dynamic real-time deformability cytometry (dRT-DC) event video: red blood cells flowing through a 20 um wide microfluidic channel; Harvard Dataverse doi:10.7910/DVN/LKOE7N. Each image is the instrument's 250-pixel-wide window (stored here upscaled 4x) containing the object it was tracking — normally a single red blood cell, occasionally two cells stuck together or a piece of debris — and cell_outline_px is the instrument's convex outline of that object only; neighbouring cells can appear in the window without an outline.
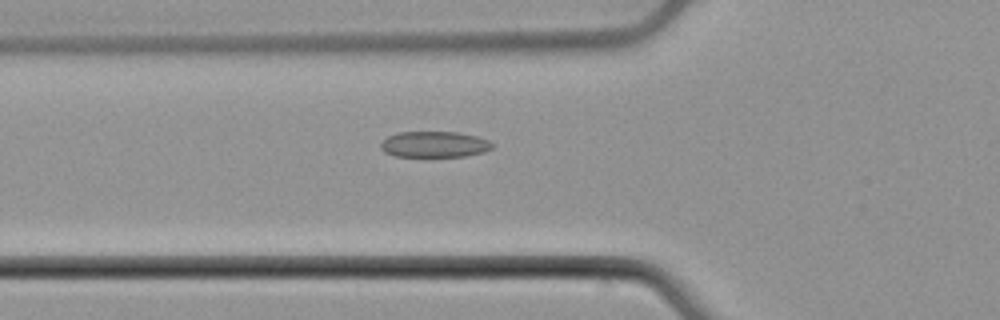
{"species": "common noctule bat (a hibernating species)", "species_latin": "Nyctalus noctula", "temperature_condition": "cold", "stored_images_in_passage": 42, "camera_frame_rate_fps": 3000, "um_per_image_px": 0.085, "animal": {"sex": "male", "body_mass_g": 21.5, "forearm_length_mm": 52.0}, "frame": {"image": 1, "passage_image": 8, "time_ms": 2.333, "image_size_px": [1000, 320], "cell_outline_px": [[492, 148], [484, 152], [464, 156], [392, 156], [384, 152], [380, 148], [380, 144], [388, 136], [396, 132], [456, 132], [476, 136], [488, 140], [492, 144]], "centroid_in_image_um": [36.88, 12.27], "position_along_channel_um": 88.9, "area_um2": 16.82}}
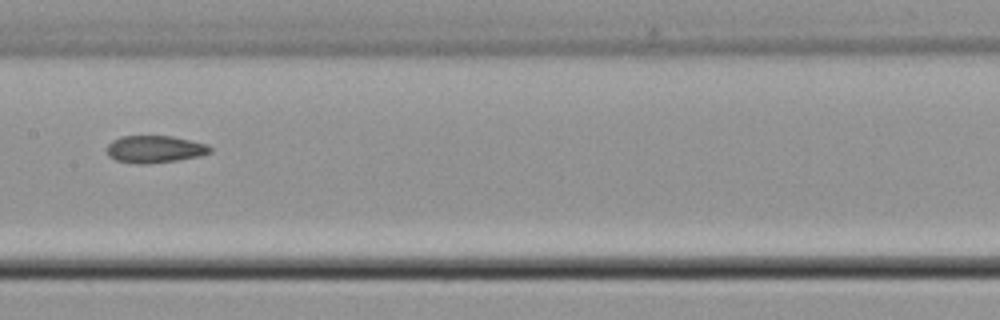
{"frame": {"image": 2, "passage_image": 16, "time_ms": 5.0, "image_size_px": [1000, 320], "cell_outline_px": [[212, 152], [200, 156], [176, 160], [148, 164], [140, 164], [116, 160], [108, 156], [108, 144], [112, 140], [120, 136], [172, 136], [208, 144], [212, 148]], "centroid_in_image_um": [13.17, 12.67], "position_along_channel_um": 194.2, "area_um2": 16.42}}
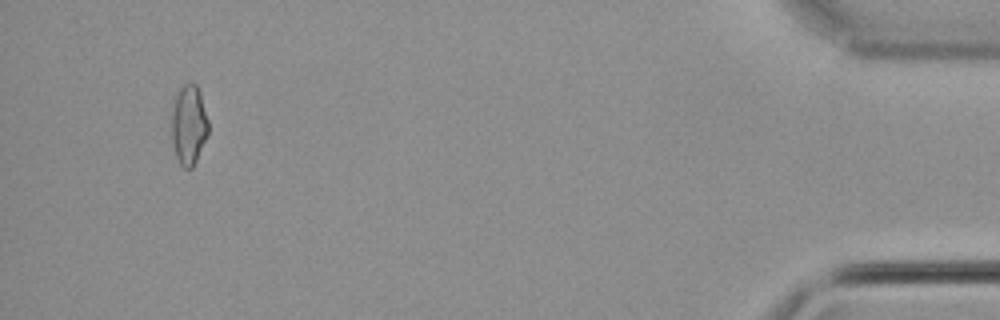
{"frame": {"image": 3, "passage_image": 39, "time_ms": 12.667, "image_size_px": [1000, 320], "cell_outline_px": [[208, 136], [192, 168], [184, 168], [180, 164], [176, 156], [172, 140], [172, 96], [184, 84], [196, 84], [200, 92], [208, 120]], "centroid_in_image_um": [16.04, 10.58], "position_along_channel_um": 419.2, "area_um2": 17.22}, "authors_computed_cell_mechanics": {"area_um2": 16.4152, "velocity_mm_per_s": 3.9285, "shape_relaxation_time_tau1_ms": null, "shape_relaxation_time_tau2_ms": 7.3027, "deformation_change_tau1": null, "deformation_change_tau2": 0.1502}}